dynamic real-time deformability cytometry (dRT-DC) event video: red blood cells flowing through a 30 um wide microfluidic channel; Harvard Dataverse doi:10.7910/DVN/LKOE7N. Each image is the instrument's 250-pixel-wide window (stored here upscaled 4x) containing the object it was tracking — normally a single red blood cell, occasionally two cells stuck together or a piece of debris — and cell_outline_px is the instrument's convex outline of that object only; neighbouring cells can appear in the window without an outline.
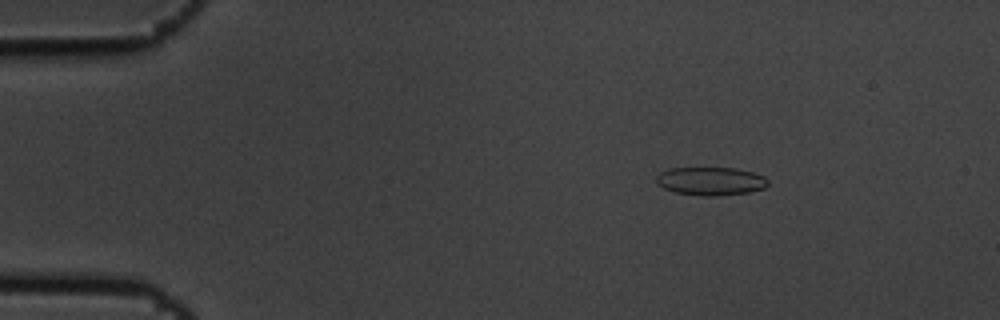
{"species": "common noctule bat (a hibernating species)", "species_latin": "Nyctalus noctula", "temperature_condition": "cold", "stored_images_in_passage": 4, "camera_frame_rate_fps": 3000, "um_per_image_px": 0.085, "animal": {"sex": "male", "body_mass_g": 19.5, "forearm_length_mm": 54.6}, "frame": {"image": 1, "passage_image": 2, "time_ms": 0.333, "image_size_px": [1000, 320], "cell_outline_px": [[768, 184], [764, 188], [748, 192], [716, 196], [704, 196], [676, 192], [664, 188], [656, 184], [656, 176], [660, 172], [668, 168], [736, 168], [752, 172], [764, 176], [768, 180]], "centroid_in_image_um": [60.39, 15.39], "position_along_channel_um": 24.6, "area_um2": 18.38}}